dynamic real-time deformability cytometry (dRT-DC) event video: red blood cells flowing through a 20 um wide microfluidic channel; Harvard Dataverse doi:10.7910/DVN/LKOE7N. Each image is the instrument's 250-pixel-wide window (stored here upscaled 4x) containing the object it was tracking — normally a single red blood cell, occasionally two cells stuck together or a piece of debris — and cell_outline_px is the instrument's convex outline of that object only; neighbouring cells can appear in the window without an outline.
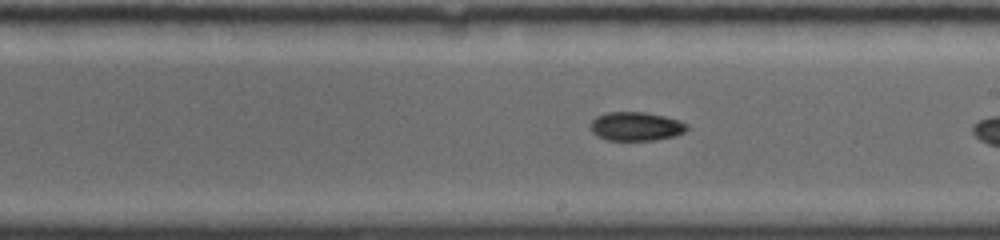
{"species": "common noctule bat (a hibernating species)", "species_latin": "Nyctalus noctula", "temperature_condition": "room temperature", "stored_images_in_passage": 16, "camera_frame_rate_fps": 4000, "um_per_image_px": 0.085, "animal": {"sex": "female", "body_mass_g": 19.0, "forearm_length_mm": 56.7}, "frame": {"image": 1, "passage_image": 10, "time_ms": 5.0, "image_size_px": [1000, 240], "cell_outline_px": [[688, 128], [684, 132], [676, 136], [652, 140], [608, 140], [596, 136], [588, 128], [592, 120], [596, 116], [608, 112], [644, 112], [664, 116], [680, 120], [688, 124]], "centroid_in_image_um": [54.04, 10.74], "position_along_channel_um": 235.0, "area_um2": 16.36}}